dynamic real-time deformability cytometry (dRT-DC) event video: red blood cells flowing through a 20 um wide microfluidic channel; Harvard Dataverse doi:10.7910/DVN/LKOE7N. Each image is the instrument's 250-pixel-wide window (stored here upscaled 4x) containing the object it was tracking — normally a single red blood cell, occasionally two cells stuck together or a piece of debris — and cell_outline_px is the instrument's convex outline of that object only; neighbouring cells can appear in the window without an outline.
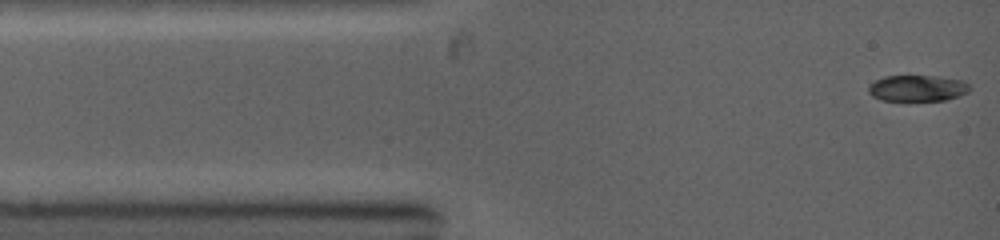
{"species": "common noctule bat (a hibernating species)", "species_latin": "Nyctalus noctula", "temperature_condition": "warm", "stored_images_in_passage": 34, "camera_frame_rate_fps": 5000, "um_per_image_px": 0.085, "animal": {"sex": "female", "body_mass_g": 19.0, "forearm_length_mm": 53.3}, "frame": {"image": 1, "passage_image": 1, "time_ms": 0.0, "image_size_px": [1000, 240], "cell_outline_px": [[968, 92], [960, 96], [944, 100], [880, 100], [872, 96], [868, 92], [868, 84], [872, 80], [884, 76], [936, 76], [964, 80], [968, 84]], "centroid_in_image_um": [77.93, 7.49], "position_along_channel_um": 7.1, "area_um2": 15.55}}
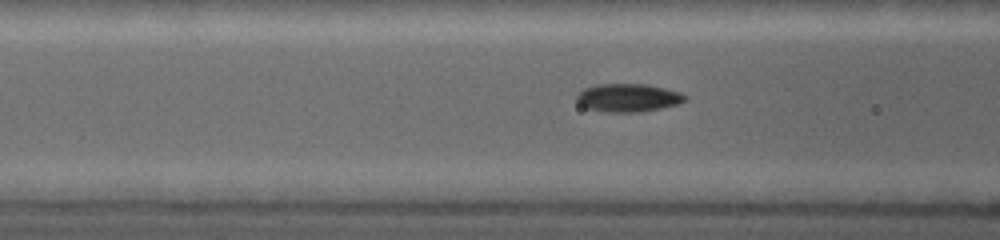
{"frame": {"image": 2, "passage_image": 23, "time_ms": 3.6, "image_size_px": [1000, 240], "cell_outline_px": [[688, 100], [680, 104], [644, 112], [608, 112], [588, 108], [580, 104], [576, 100], [576, 92], [584, 88], [596, 84], [648, 84], [680, 92], [688, 96]], "centroid_in_image_um": [53.42, 8.3], "position_along_channel_um": 113.2, "area_um2": 18.09}}
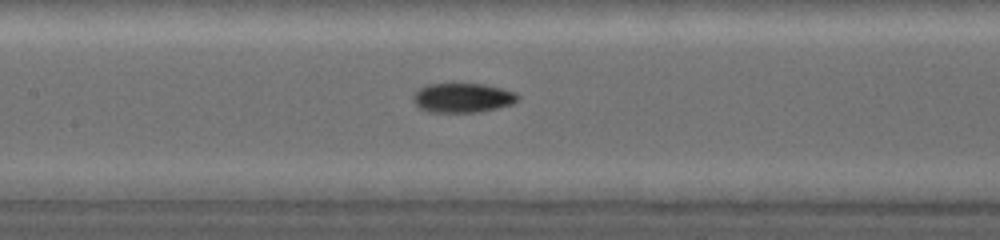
{"frame": {"image": 3, "passage_image": 31, "time_ms": 4.8, "image_size_px": [1000, 240], "cell_outline_px": [[520, 100], [512, 104], [480, 112], [428, 112], [420, 108], [412, 100], [412, 96], [424, 84], [484, 84], [516, 92], [520, 96]], "centroid_in_image_um": [39.33, 8.31], "position_along_channel_um": 168.1, "area_um2": 18.03}}